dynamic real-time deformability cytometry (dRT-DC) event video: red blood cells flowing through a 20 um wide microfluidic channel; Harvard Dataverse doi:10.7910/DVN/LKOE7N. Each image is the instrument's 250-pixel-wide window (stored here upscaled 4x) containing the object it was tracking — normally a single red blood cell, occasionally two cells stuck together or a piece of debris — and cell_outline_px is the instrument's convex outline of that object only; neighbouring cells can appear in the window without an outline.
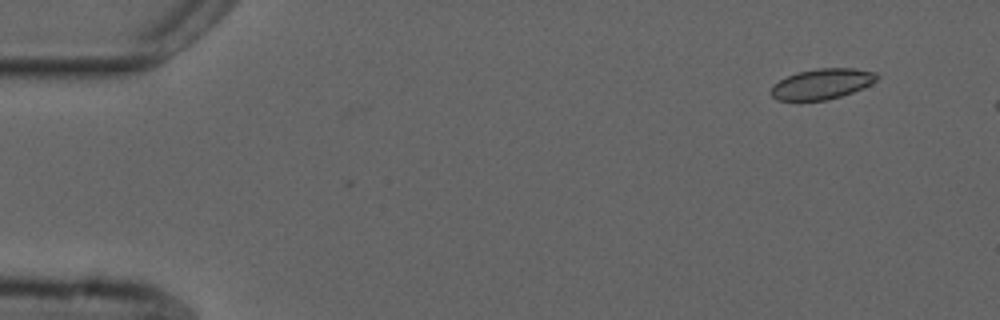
{"species": "common noctule bat (a hibernating species)", "species_latin": "Nyctalus noctula", "temperature_condition": "cold", "stored_images_in_passage": 7, "camera_frame_rate_fps": 3000, "um_per_image_px": 0.085, "animal": {"sex": "male", "forearm_length_mm": 52.5}, "frame": {"image": 1, "passage_image": 1, "time_ms": 0.0, "image_size_px": [1000, 320], "cell_outline_px": [[880, 76], [876, 80], [852, 92], [828, 100], [776, 100], [768, 92], [772, 84], [796, 72], [816, 68], [856, 68], [876, 72]], "centroid_in_image_um": [69.82, 7.12], "position_along_channel_um": 15.2, "area_um2": 18.84}}